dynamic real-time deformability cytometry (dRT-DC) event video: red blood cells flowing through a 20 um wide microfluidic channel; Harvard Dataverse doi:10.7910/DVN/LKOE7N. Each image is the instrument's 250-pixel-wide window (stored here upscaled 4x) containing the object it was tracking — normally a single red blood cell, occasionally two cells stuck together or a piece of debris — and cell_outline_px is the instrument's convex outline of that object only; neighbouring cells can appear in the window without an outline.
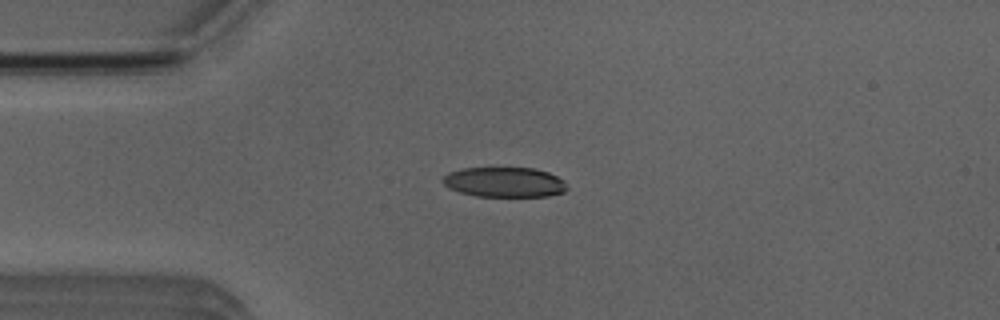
{"species": "Egyptian fruit bat (a non-hibernating species)", "species_latin": "Rousettus aegyptiacus", "temperature_condition": "room temperature", "stored_images_in_passage": 7, "camera_frame_rate_fps": 3000, "um_per_image_px": 0.085, "animal": {"sex": "male"}, "frame": {"image": 1, "passage_image": 4, "time_ms": 3.667, "image_size_px": [1000, 320], "cell_outline_px": [[568, 188], [564, 192], [548, 196], [476, 196], [460, 192], [448, 188], [440, 180], [448, 172], [464, 168], [492, 164], [536, 168], [548, 172], [564, 180]], "centroid_in_image_um": [42.85, 15.42], "position_along_channel_um": 42.2, "area_um2": 22.83}}